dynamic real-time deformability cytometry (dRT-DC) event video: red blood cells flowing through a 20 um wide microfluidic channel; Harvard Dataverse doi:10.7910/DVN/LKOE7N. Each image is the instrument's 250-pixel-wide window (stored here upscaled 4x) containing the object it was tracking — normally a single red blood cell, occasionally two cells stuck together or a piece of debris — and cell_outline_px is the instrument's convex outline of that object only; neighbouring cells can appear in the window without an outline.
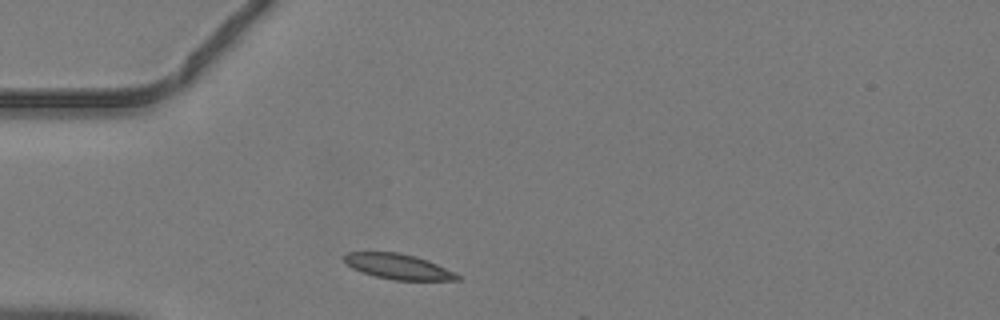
{"species": "common noctule bat (a hibernating species)", "species_latin": "Nyctalus noctula", "temperature_condition": "warm", "stored_images_in_passage": 4, "camera_frame_rate_fps": 3000, "um_per_image_px": 0.085, "animal": {"sex": "male", "body_mass_g": 19.2, "forearm_length_mm": 51.8}, "frame": {"image": 1, "passage_image": 2, "time_ms": 0.333, "image_size_px": [1000, 320], "cell_outline_px": [[464, 276], [460, 280], [392, 280], [376, 276], [352, 268], [344, 260], [344, 256], [348, 252], [396, 252], [416, 256], [428, 260]], "centroid_in_image_um": [33.92, 22.66], "position_along_channel_um": 51.1, "area_um2": 16.65}}